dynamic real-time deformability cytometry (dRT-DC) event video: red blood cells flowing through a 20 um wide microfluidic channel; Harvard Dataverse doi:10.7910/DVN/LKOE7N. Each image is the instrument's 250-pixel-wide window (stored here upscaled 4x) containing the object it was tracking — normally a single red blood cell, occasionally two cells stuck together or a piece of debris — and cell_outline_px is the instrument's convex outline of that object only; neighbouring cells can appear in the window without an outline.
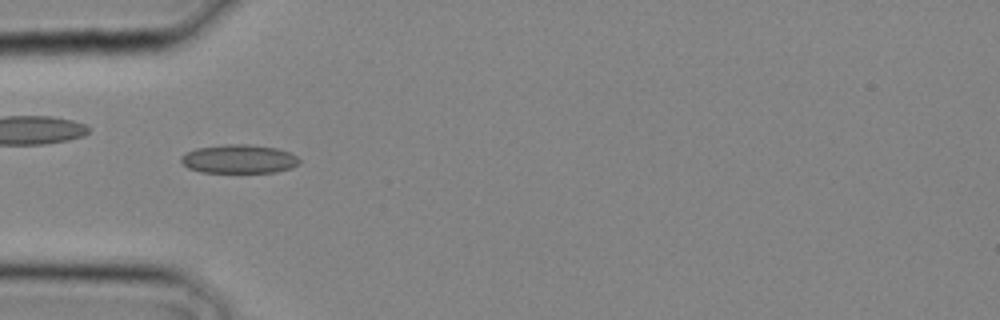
{"species": "common noctule bat (a hibernating species)", "species_latin": "Nyctalus noctula", "temperature_condition": "cold", "stored_images_in_passage": 17, "camera_frame_rate_fps": 3000, "um_per_image_px": 0.085, "animal": {"sex": "male", "body_mass_g": 20.4}, "frame": {"image": 1, "passage_image": 8, "time_ms": 2.333, "image_size_px": [1000, 320], "cell_outline_px": [[300, 164], [292, 168], [276, 172], [200, 172], [188, 168], [180, 160], [180, 156], [196, 148], [224, 144], [248, 144], [276, 148], [288, 152], [296, 156], [300, 160]], "centroid_in_image_um": [20.32, 13.51], "position_along_channel_um": 64.7, "area_um2": 19.83}}
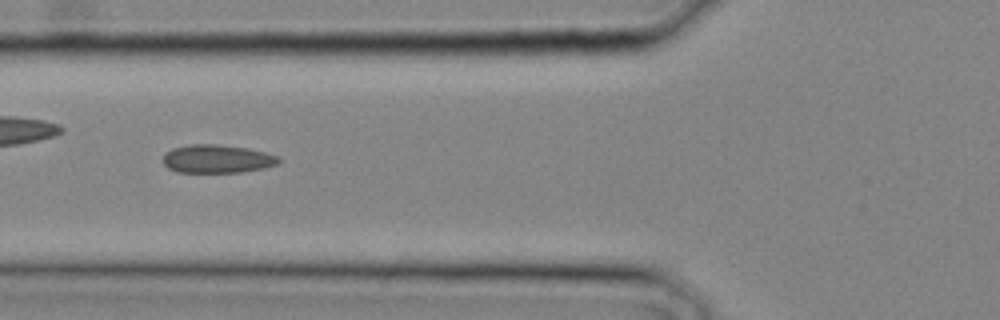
{"frame": {"image": 2, "passage_image": 10, "time_ms": 3.0, "image_size_px": [1000, 320], "cell_outline_px": [[280, 160], [276, 164], [264, 168], [240, 172], [176, 172], [168, 168], [164, 164], [164, 152], [172, 148], [188, 144], [216, 144], [248, 148], [264, 152], [276, 156]], "centroid_in_image_um": [18.4, 13.5], "position_along_channel_um": 107.4, "area_um2": 19.02}}
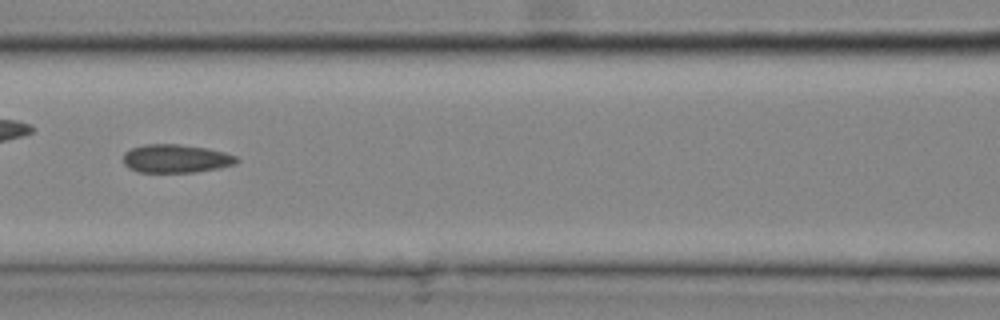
{"frame": {"image": 3, "passage_image": 12, "time_ms": 3.667, "image_size_px": [1000, 320], "cell_outline_px": [[240, 160], [236, 164], [220, 168], [196, 172], [136, 172], [128, 168], [124, 164], [124, 152], [132, 148], [144, 144], [180, 144], [208, 148], [224, 152], [236, 156]], "centroid_in_image_um": [14.97, 13.48], "position_along_channel_um": 151.6, "area_um2": 18.96}}